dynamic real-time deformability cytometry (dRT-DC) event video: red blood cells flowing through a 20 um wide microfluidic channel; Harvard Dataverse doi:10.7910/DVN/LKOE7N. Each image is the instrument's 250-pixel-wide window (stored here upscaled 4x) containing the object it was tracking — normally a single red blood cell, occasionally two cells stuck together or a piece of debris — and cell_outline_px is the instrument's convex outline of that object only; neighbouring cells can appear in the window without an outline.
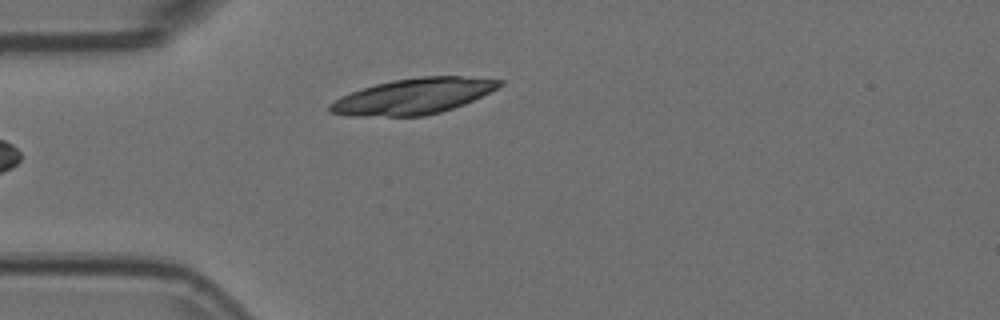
{"species": "Egyptian fruit bat (a non-hibernating species)", "species_latin": "Rousettus aegyptiacus", "temperature_condition": "room temperature", "stored_images_in_passage": 38, "camera_frame_rate_fps": 3000, "um_per_image_px": 0.085, "animal": {"sex": "female"}, "frame": {"image": 1, "passage_image": 1, "time_ms": 0.0, "image_size_px": [1000, 320], "cell_outline_px": [[504, 84], [464, 104], [440, 112], [424, 116], [348, 116], [328, 112], [328, 104], [352, 92], [376, 84], [392, 80], [420, 76], [460, 76], [504, 80]], "centroid_in_image_um": [35.12, 8.18], "position_along_channel_um": 49.9, "area_um2": 34.97}}
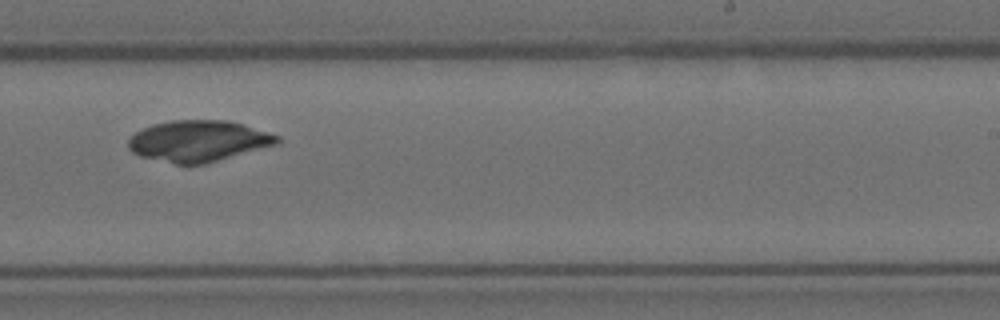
{"frame": {"image": 2, "passage_image": 20, "time_ms": 6.333, "image_size_px": [1000, 320], "cell_outline_px": [[280, 140], [276, 144], [204, 164], [176, 164], [140, 156], [132, 152], [128, 148], [128, 140], [136, 132], [152, 124], [172, 120], [224, 120], [244, 124], [280, 136]], "centroid_in_image_um": [16.84, 11.98], "position_along_channel_um": 272.2, "area_um2": 35.43}}
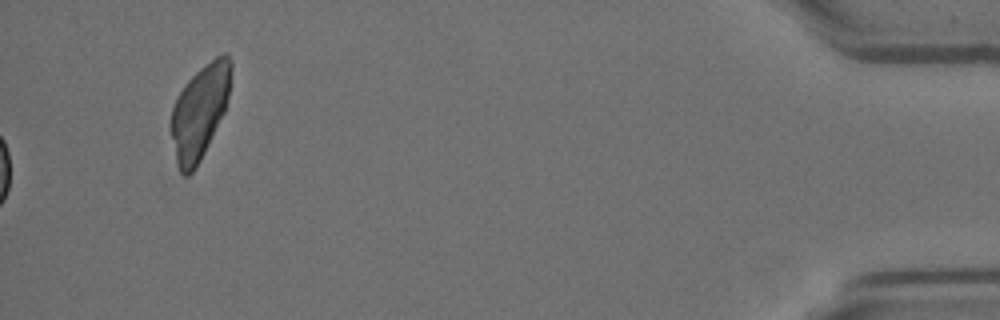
{"frame": {"image": 3, "passage_image": 38, "time_ms": 12.333, "image_size_px": [1000, 320], "cell_outline_px": [[232, 68], [228, 96], [224, 112], [196, 168], [188, 176], [184, 176], [180, 172], [176, 164], [168, 128], [168, 124], [172, 108], [180, 92], [188, 80], [200, 68], [216, 56], [224, 52], [228, 52], [232, 60]], "centroid_in_image_um": [16.94, 9.5], "position_along_channel_um": 418.3, "area_um2": 33.12}}